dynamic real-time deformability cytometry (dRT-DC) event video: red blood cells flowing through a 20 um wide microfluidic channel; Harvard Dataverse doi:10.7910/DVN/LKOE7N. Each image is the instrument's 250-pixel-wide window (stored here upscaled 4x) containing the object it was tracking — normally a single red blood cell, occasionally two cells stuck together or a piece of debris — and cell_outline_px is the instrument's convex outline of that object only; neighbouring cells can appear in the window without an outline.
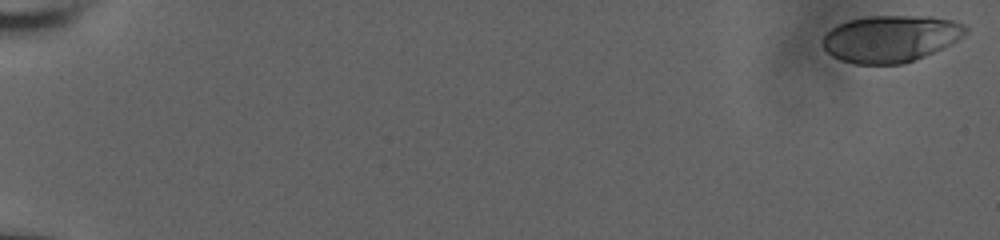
{"species": "human", "species_latin": "Homo sapiens", "temperature_condition": "room temperature", "stored_images_in_passage": 57, "camera_frame_rate_fps": 3000, "um_per_image_px": 0.085, "donor": {"sex": "male"}, "frame": {"image": 1, "passage_image": 1, "time_ms": 0.0, "image_size_px": [1000, 240], "cell_outline_px": [[968, 32], [952, 44], [944, 48], [924, 56], [900, 64], [856, 64], [840, 60], [832, 56], [820, 44], [820, 40], [832, 28], [848, 20], [868, 16], [932, 16], [952, 20], [964, 24], [968, 28]], "centroid_in_image_um": [75.71, 3.28], "position_along_channel_um": 9.3, "area_um2": 39.19}}
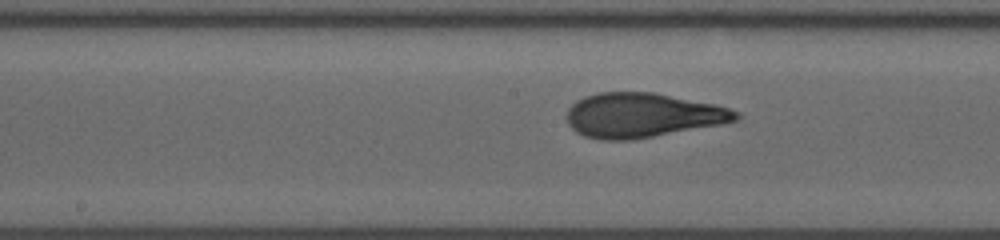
{"frame": {"image": 2, "passage_image": 32, "time_ms": 10.333, "image_size_px": [1000, 240], "cell_outline_px": [[740, 116], [736, 120], [720, 124], [632, 140], [600, 140], [584, 136], [576, 132], [568, 124], [568, 108], [576, 100], [584, 96], [600, 92], [656, 92], [716, 104], [740, 112]], "centroid_in_image_um": [54.59, 9.79], "position_along_channel_um": 193.6, "area_um2": 43.93}}
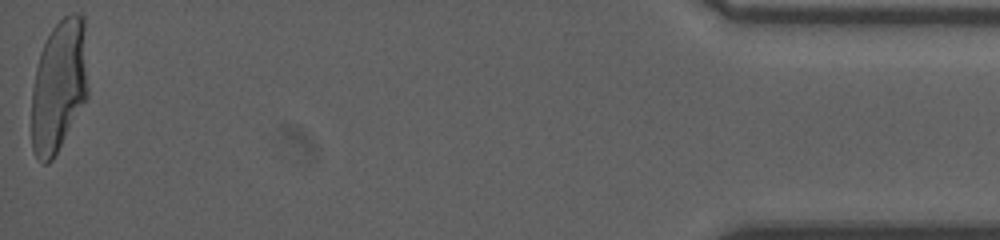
{"frame": {"image": 3, "passage_image": 57, "time_ms": 18.667, "image_size_px": [1000, 240], "cell_outline_px": [[88, 96], [52, 160], [48, 164], [44, 164], [36, 156], [32, 148], [32, 88], [36, 68], [40, 52], [52, 28], [64, 16], [72, 12], [80, 12], [84, 16], [88, 88]], "centroid_in_image_um": [5.02, 7.27], "position_along_channel_um": 430.2, "area_um2": 43.58}, "authors_computed_cell_mechanics": {"area_um2": 42.4252, "velocity_mm_per_s": 3.8383, "shape_relaxation_time_tau1_ms": 5.9779, "shape_relaxation_time_tau2_ms": null, "deformation_change_tau1": 0.257, "deformation_change_tau2": null}}